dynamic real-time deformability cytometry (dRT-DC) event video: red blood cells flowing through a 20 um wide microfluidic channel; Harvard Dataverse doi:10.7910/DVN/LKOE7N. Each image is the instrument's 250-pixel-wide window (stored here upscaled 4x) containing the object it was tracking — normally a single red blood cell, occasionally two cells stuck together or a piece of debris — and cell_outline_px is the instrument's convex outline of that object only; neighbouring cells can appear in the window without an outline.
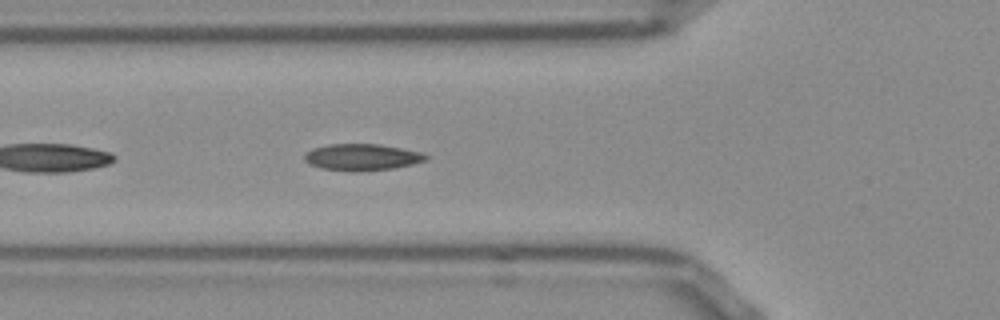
{"species": "Egyptian fruit bat (a non-hibernating species)", "species_latin": "Rousettus aegyptiacus", "temperature_condition": "room temperature", "stored_images_in_passage": 26, "camera_frame_rate_fps": 3000, "um_per_image_px": 0.085, "frame": {"image": 1, "passage_image": 5, "time_ms": 1.333, "image_size_px": [1000, 320], "cell_outline_px": [[428, 160], [412, 164], [392, 168], [360, 172], [348, 172], [320, 168], [308, 164], [304, 160], [304, 156], [312, 148], [328, 144], [376, 144], [424, 152], [428, 156]], "centroid_in_image_um": [30.75, 13.37], "position_along_channel_um": 95.0, "area_um2": 19.02}, "authors_computed_cell_mechanics": {"area_um2": 18.3226, "velocity_mm_per_s": 3.8235, "shape_relaxation_time_tau1_ms": 3.6261, "shape_relaxation_time_tau2_ms": 1.0607, "deformation_change_tau1": 0.133, "deformation_change_tau2": 0.0663}}